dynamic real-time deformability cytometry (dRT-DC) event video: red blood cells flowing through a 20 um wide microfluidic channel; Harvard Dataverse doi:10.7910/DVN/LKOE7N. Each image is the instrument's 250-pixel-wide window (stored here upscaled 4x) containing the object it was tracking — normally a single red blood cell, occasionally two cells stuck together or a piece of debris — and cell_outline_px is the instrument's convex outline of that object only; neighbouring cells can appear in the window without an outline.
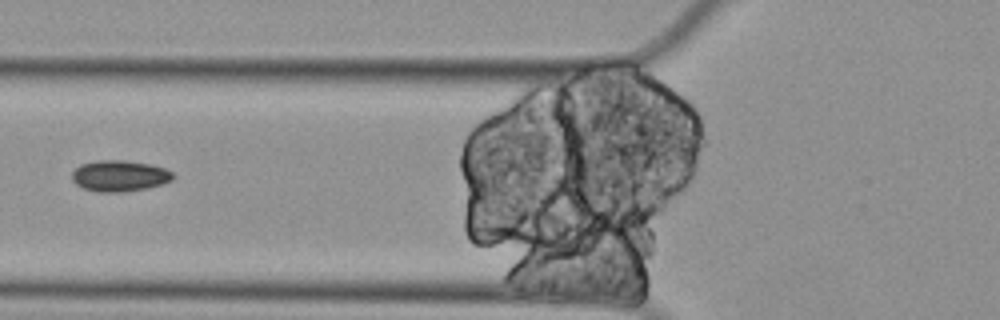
{"species": "Egyptian fruit bat (a non-hibernating species)", "species_latin": "Rousettus aegyptiacus", "temperature_condition": "cold", "stored_images_in_passage": 4, "camera_frame_rate_fps": 3000, "um_per_image_px": 0.085, "animal": {"sex": "female"}, "frame": {"image": 1, "passage_image": 3, "time_ms": 0.667, "image_size_px": [1000, 320], "cell_outline_px": [[176, 176], [172, 180], [164, 184], [148, 188], [124, 192], [100, 192], [84, 188], [76, 184], [72, 180], [72, 172], [80, 164], [96, 160], [124, 160], [152, 164], [164, 168], [172, 172]], "centroid_in_image_um": [10.19, 14.94], "position_along_channel_um": 115.6, "area_um2": 18.55}}
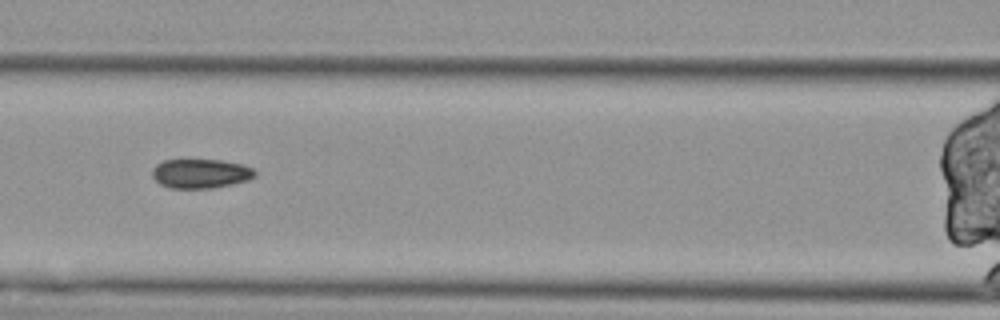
{"frame": {"image": 2, "passage_image": 4, "time_ms": 1.0, "image_size_px": [1000, 320], "cell_outline_px": [[256, 176], [248, 180], [232, 184], [212, 188], [172, 188], [160, 184], [152, 176], [152, 168], [156, 164], [164, 160], [220, 160], [244, 164], [252, 168], [256, 172]], "centroid_in_image_um": [17.06, 14.75], "position_along_channel_um": 149.5, "area_um2": 17.57}}